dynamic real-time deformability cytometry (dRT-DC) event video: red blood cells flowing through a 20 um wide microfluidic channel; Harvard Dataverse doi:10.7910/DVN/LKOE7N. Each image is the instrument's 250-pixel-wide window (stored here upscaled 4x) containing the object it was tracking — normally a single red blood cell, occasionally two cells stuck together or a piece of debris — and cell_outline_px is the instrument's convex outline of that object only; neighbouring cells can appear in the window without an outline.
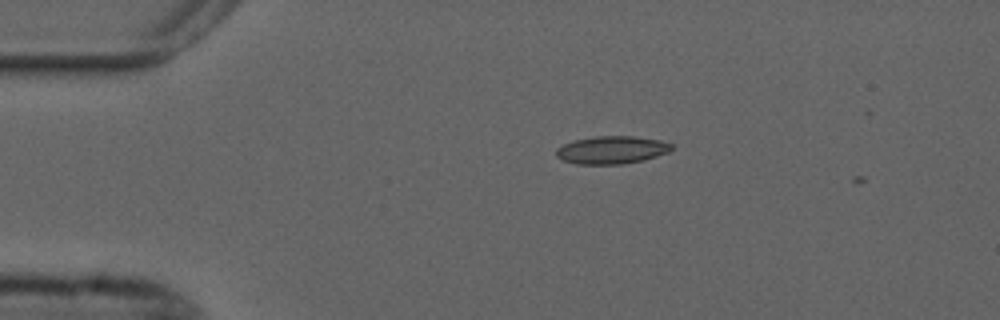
{"species": "common noctule bat (a hibernating species)", "species_latin": "Nyctalus noctula", "temperature_condition": "cold", "stored_images_in_passage": 2, "camera_frame_rate_fps": 3000, "um_per_image_px": 0.085, "animal": {"sex": "male", "forearm_length_mm": 52.5}, "frame": {"image": 1, "passage_image": 1, "time_ms": 0.0, "image_size_px": [1000, 320], "cell_outline_px": [[672, 148], [668, 152], [644, 160], [624, 164], [576, 164], [564, 160], [556, 156], [556, 148], [564, 144], [576, 140], [596, 136], [632, 136], [660, 140], [672, 144]], "centroid_in_image_um": [52.0, 12.75], "position_along_channel_um": 33.0, "area_um2": 18.55}}